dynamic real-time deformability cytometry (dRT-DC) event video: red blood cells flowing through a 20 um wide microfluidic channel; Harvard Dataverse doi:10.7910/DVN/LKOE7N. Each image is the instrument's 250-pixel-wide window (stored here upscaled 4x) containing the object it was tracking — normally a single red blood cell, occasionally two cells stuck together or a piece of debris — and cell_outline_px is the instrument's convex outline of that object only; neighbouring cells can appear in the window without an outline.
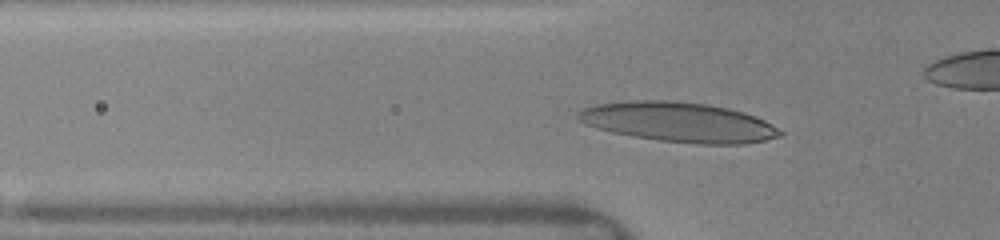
{"species": "human", "species_latin": "Homo sapiens", "temperature_condition": "warm", "stored_images_in_passage": 41, "camera_frame_rate_fps": 3000, "um_per_image_px": 0.085, "donor": {"sex": "female"}, "frame": {"image": 1, "passage_image": 14, "time_ms": 4.333, "image_size_px": [1000, 240], "cell_outline_px": [[784, 136], [744, 144], [696, 144], [660, 140], [632, 136], [612, 132], [596, 128], [584, 124], [576, 116], [576, 112], [584, 108], [596, 104], [636, 100], [664, 100], [704, 104], [728, 108], [744, 112], [756, 116], [772, 124], [784, 132]], "centroid_in_image_um": [57.7, 10.39], "position_along_channel_um": 68.1, "area_um2": 46.82}}
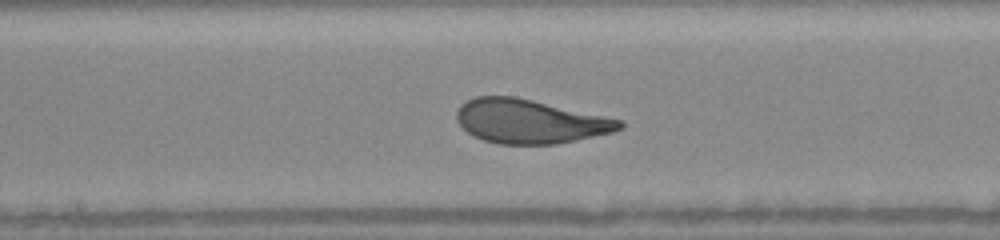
{"frame": {"image": 2, "passage_image": 25, "time_ms": 7.667, "image_size_px": [1000, 240], "cell_outline_px": [[624, 128], [612, 132], [576, 140], [556, 144], [500, 144], [484, 140], [468, 132], [456, 120], [456, 112], [460, 104], [476, 96], [516, 96], [624, 120]], "centroid_in_image_um": [45.06, 10.3], "position_along_channel_um": 203.1, "area_um2": 41.79}}
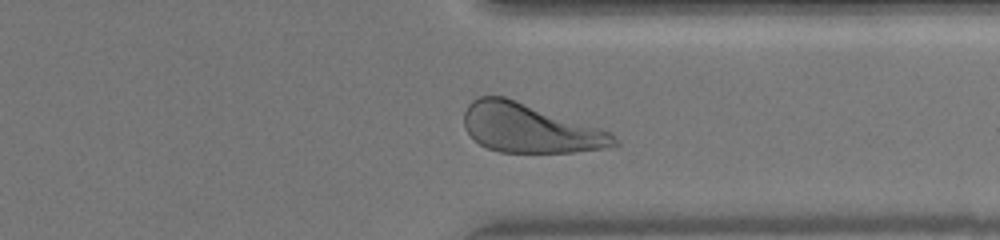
{"frame": {"image": 3, "passage_image": 37, "time_ms": 11.667, "image_size_px": [1000, 240], "cell_outline_px": [[620, 144], [604, 148], [572, 152], [500, 152], [488, 148], [480, 144], [464, 128], [464, 112], [468, 104], [472, 100], [480, 96], [504, 96], [612, 132]], "centroid_in_image_um": [45.02, 10.9], "position_along_channel_um": 366.4, "area_um2": 42.48}}